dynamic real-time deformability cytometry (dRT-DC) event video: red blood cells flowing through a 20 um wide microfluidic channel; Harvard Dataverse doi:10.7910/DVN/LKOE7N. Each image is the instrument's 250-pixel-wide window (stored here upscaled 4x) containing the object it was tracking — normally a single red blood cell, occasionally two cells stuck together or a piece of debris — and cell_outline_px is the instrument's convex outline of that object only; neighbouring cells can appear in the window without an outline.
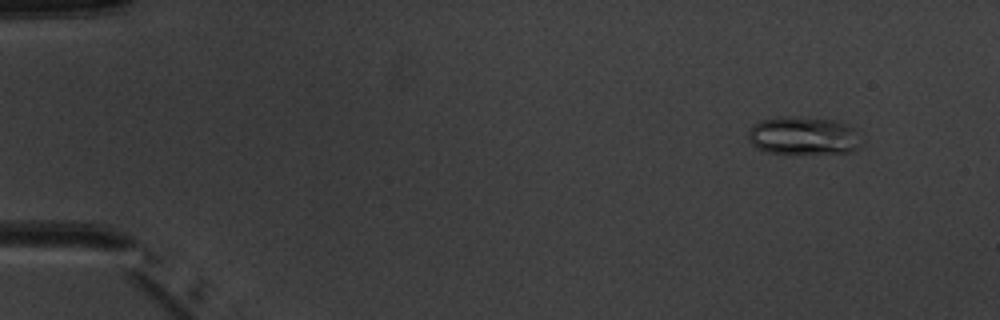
{"species": "common noctule bat (a hibernating species)", "species_latin": "Nyctalus noctula", "temperature_condition": "warm", "stored_images_in_passage": 4, "camera_frame_rate_fps": 3000, "um_per_image_px": 0.085, "animal": {"sex": "male", "body_mass_g": 20.1, "forearm_length_mm": 53.5}, "frame": {"image": 1, "passage_image": 2, "time_ms": 1.0, "image_size_px": [1000, 320], "cell_outline_px": [[860, 148], [852, 152], [768, 152], [756, 148], [748, 140], [748, 132], [752, 124], [764, 120], [784, 116], [796, 116], [836, 120], [856, 128], [860, 144]], "centroid_in_image_um": [68.29, 11.51], "position_along_channel_um": 16.7, "area_um2": 24.91}}